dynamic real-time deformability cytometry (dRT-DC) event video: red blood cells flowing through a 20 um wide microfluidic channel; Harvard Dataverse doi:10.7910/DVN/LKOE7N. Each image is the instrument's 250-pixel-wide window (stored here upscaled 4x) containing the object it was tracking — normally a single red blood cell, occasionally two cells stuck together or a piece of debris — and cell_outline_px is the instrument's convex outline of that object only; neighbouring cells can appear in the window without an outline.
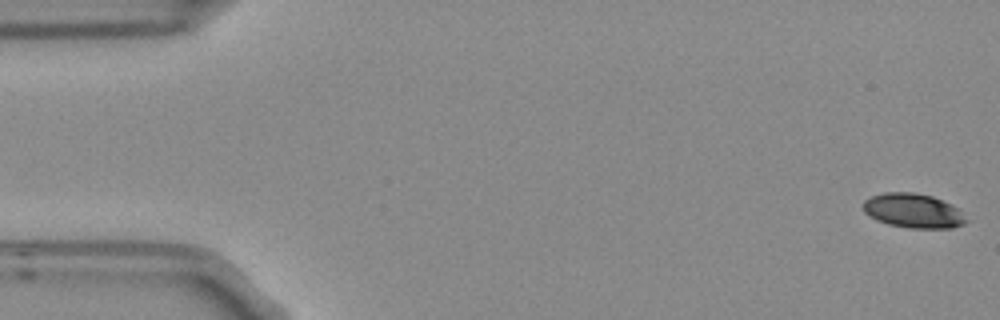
{"species": "Egyptian fruit bat (a non-hibernating species)", "species_latin": "Rousettus aegyptiacus", "temperature_condition": "room temperature", "stored_images_in_passage": 5, "camera_frame_rate_fps": 3000, "um_per_image_px": 0.085, "frame": {"image": 1, "passage_image": 1, "time_ms": 0.0, "image_size_px": [1000, 320], "cell_outline_px": [[968, 220], [964, 224], [952, 228], [908, 228], [888, 224], [876, 220], [864, 212], [864, 200], [872, 196], [884, 192], [916, 192], [932, 196], [956, 208]], "centroid_in_image_um": [77.59, 17.92], "position_along_channel_um": 7.4, "area_um2": 20.46}}